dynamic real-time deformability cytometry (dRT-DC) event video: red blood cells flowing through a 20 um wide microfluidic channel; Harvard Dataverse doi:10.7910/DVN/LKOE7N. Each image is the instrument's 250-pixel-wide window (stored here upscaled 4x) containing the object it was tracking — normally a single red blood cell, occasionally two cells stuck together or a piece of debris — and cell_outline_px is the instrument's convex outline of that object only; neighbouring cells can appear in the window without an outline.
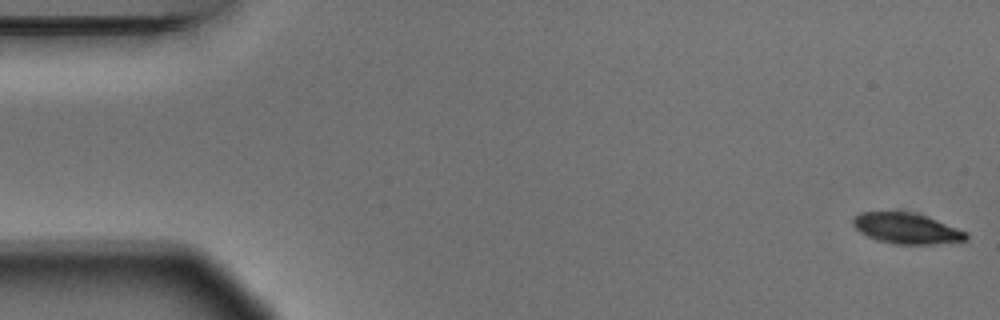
{"species": "Egyptian fruit bat (a non-hibernating species)", "species_latin": "Rousettus aegyptiacus", "temperature_condition": "warm", "stored_images_in_passage": 4, "camera_frame_rate_fps": 3000, "um_per_image_px": 0.085, "animal": {"sex": "male"}, "frame": {"image": 1, "passage_image": 1, "time_ms": 0.0, "image_size_px": [1000, 320], "cell_outline_px": [[968, 240], [932, 244], [892, 244], [876, 240], [860, 232], [852, 224], [852, 220], [860, 212], [912, 212], [936, 220], [968, 232]], "centroid_in_image_um": [77.05, 19.43], "position_along_channel_um": 7.9, "area_um2": 20.06}}